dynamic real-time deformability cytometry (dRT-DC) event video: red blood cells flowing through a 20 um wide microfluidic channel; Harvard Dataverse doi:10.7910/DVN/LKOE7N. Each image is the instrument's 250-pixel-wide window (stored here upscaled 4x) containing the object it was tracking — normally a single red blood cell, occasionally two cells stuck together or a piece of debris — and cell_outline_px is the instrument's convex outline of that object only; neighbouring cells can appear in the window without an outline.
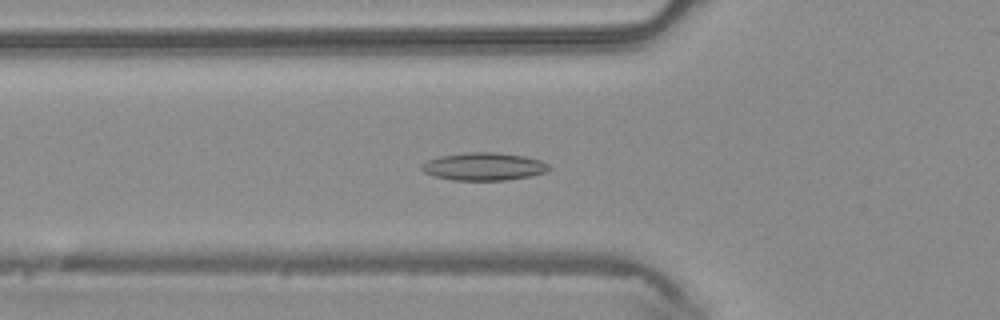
{"species": "common noctule bat (a hibernating species)", "species_latin": "Nyctalus noctula", "temperature_condition": "warm", "stored_images_in_passage": 47, "camera_frame_rate_fps": 3000, "um_per_image_px": 0.085, "animal": {"sex": "male", "body_mass_g": 20.4}, "frame": {"image": 1, "passage_image": 16, "time_ms": 5.0, "image_size_px": [1000, 320], "cell_outline_px": [[552, 168], [548, 172], [508, 180], [452, 180], [436, 176], [424, 172], [420, 168], [428, 160], [440, 156], [468, 152], [496, 152], [524, 156], [540, 160], [548, 164]], "centroid_in_image_um": [41.17, 14.15], "position_along_channel_um": 84.6, "area_um2": 20.52}}
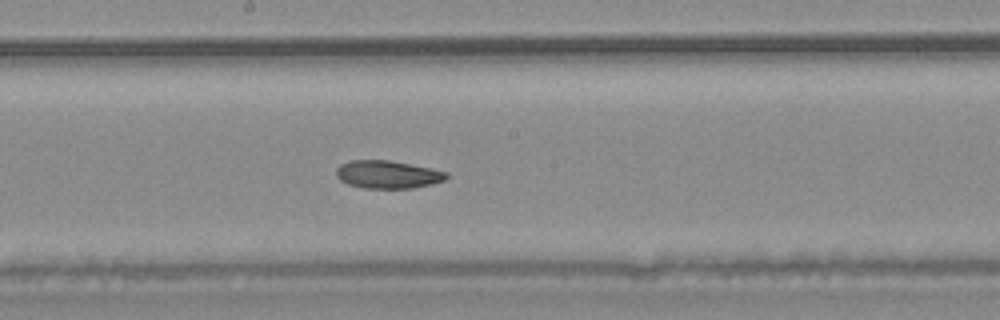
{"frame": {"image": 2, "passage_image": 25, "time_ms": 8.0, "image_size_px": [1000, 320], "cell_outline_px": [[448, 176], [444, 180], [432, 184], [412, 188], [364, 188], [348, 184], [340, 180], [336, 176], [336, 168], [340, 164], [352, 160], [388, 160], [432, 168], [448, 172]], "centroid_in_image_um": [32.95, 14.83], "position_along_channel_um": 215.3, "area_um2": 17.92}}
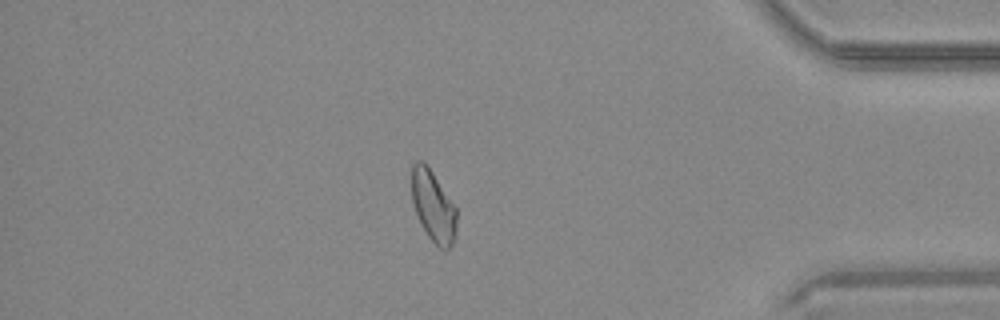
{"frame": {"image": 3, "passage_image": 40, "time_ms": 13.0, "image_size_px": [1000, 320], "cell_outline_px": [[456, 236], [452, 244], [448, 248], [440, 248], [428, 236], [420, 224], [412, 204], [412, 164], [416, 160], [424, 160], [456, 208]], "centroid_in_image_um": [36.8, 17.51], "position_along_channel_um": 398.4, "area_um2": 18.55}}